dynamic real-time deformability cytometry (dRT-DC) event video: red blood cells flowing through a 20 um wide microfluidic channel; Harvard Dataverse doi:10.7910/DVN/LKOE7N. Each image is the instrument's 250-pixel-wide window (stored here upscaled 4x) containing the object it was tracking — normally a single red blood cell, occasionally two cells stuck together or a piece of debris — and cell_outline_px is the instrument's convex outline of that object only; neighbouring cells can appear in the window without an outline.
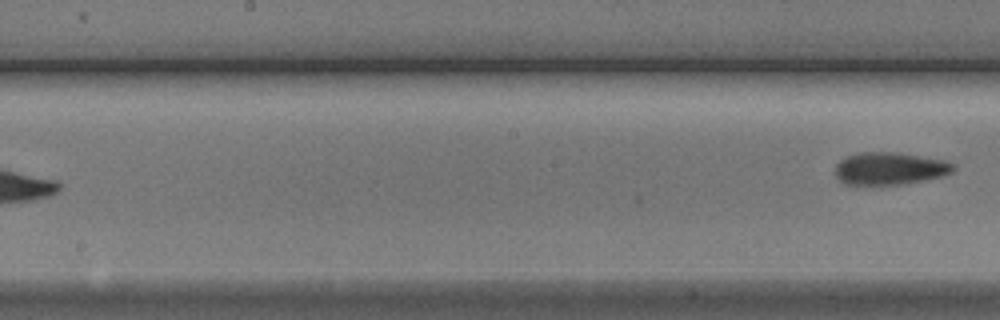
{"species": "Egyptian fruit bat (a non-hibernating species)", "species_latin": "Rousettus aegyptiacus", "temperature_condition": "cold", "stored_images_in_passage": 8, "segment_of_instrument_passage": [2, 2], "camera_frame_rate_fps": 3000, "um_per_image_px": 0.085, "animal": {"sex": "male"}, "frame": {"image": 1, "passage_image": 8, "time_ms": 9.333, "image_size_px": [1000, 320], "cell_outline_px": [[956, 168], [952, 172], [928, 180], [896, 184], [844, 184], [836, 176], [836, 164], [840, 160], [848, 156], [860, 152], [888, 152], [944, 160], [956, 164]], "centroid_in_image_um": [75.63, 14.32], "position_along_channel_um": 172.6, "area_um2": 21.96}}